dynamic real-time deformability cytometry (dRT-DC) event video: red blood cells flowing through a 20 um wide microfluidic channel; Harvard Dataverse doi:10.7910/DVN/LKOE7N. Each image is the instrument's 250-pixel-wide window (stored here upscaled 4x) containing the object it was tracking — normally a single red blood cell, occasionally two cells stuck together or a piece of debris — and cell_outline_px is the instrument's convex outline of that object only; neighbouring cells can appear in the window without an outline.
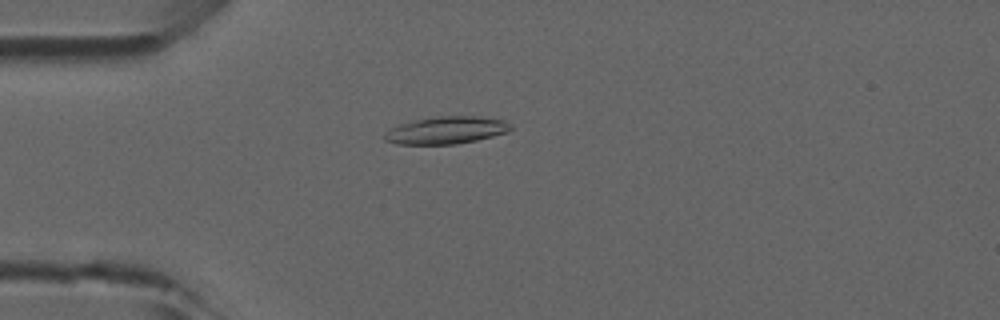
{"species": "common noctule bat (a hibernating species)", "species_latin": "Nyctalus noctula", "temperature_condition": "room temperature", "stored_images_in_passage": 24, "camera_frame_rate_fps": 3000, "um_per_image_px": 0.085, "animal": {"sex": "male", "forearm_length_mm": 52.5}, "frame": {"image": 1, "passage_image": 13, "time_ms": 4.0, "image_size_px": [1000, 320], "cell_outline_px": [[512, 128], [508, 132], [476, 140], [456, 144], [396, 144], [384, 140], [384, 136], [388, 128], [400, 124], [416, 120], [440, 116], [480, 116], [504, 120]], "centroid_in_image_um": [37.91, 11.07], "position_along_channel_um": 47.1, "area_um2": 20.0}}
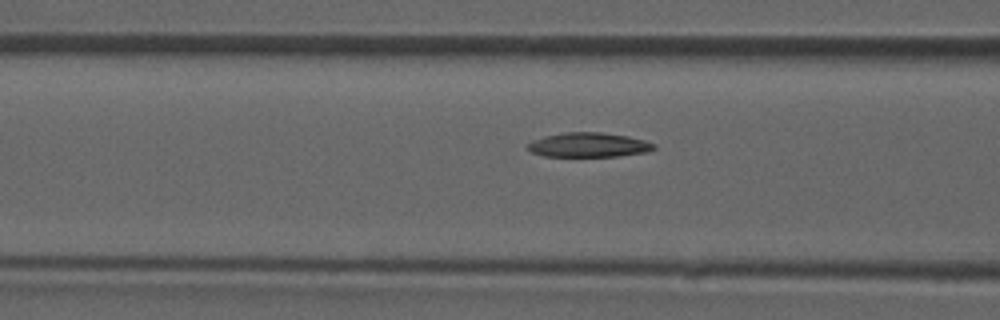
{"frame": {"image": 2, "passage_image": 19, "time_ms": 6.0, "image_size_px": [1000, 320], "cell_outline_px": [[656, 148], [648, 152], [620, 156], [544, 156], [532, 152], [528, 148], [528, 144], [532, 140], [544, 136], [564, 132], [600, 132], [628, 136], [644, 140], [656, 144]], "centroid_in_image_um": [50.07, 12.31], "position_along_channel_um": 116.5, "area_um2": 18.03}}